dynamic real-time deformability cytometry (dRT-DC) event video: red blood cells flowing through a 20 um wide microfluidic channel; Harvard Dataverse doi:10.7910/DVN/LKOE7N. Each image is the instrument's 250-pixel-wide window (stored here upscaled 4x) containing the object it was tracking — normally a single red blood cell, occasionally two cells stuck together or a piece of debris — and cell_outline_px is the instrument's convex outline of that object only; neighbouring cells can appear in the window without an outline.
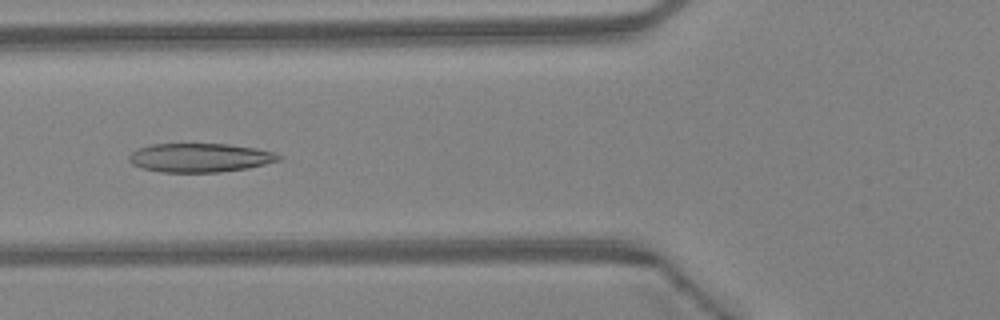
{"species": "Egyptian fruit bat (a non-hibernating species)", "species_latin": "Rousettus aegyptiacus", "temperature_condition": "warm", "stored_images_in_passage": 46, "camera_frame_rate_fps": 3000, "um_per_image_px": 0.085, "animal": {"sex": "female"}, "frame": {"image": 1, "passage_image": 18, "time_ms": 5.667, "image_size_px": [1000, 320], "cell_outline_px": [[284, 156], [280, 160], [248, 168], [220, 172], [160, 172], [140, 168], [132, 164], [128, 160], [128, 156], [132, 152], [140, 148], [152, 144], [228, 144], [256, 148], [272, 152]], "centroid_in_image_um": [16.99, 13.41], "position_along_channel_um": 108.8, "area_um2": 25.2}}
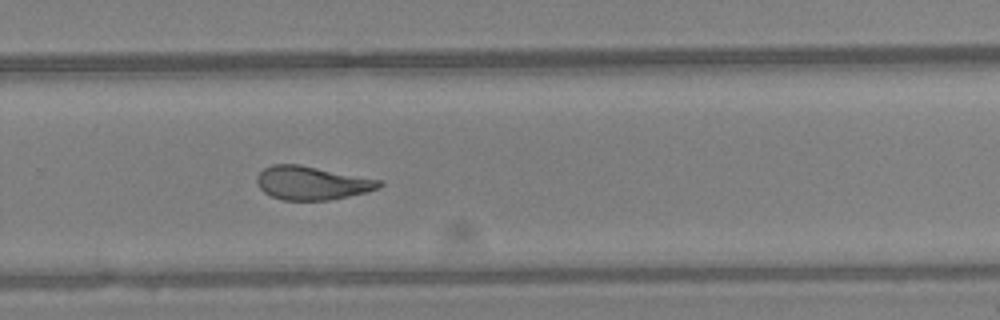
{"frame": {"image": 2, "passage_image": 31, "time_ms": 10.0, "image_size_px": [1000, 320], "cell_outline_px": [[384, 184], [380, 188], [348, 196], [328, 200], [284, 200], [272, 196], [264, 192], [256, 184], [256, 176], [264, 168], [272, 164], [300, 164], [380, 180]], "centroid_in_image_um": [26.48, 15.54], "position_along_channel_um": 303.3, "area_um2": 23.81}}
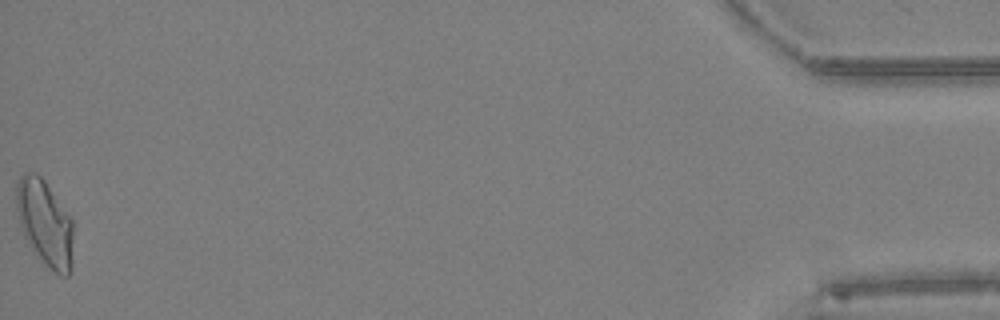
{"frame": {"image": 3, "passage_image": 46, "time_ms": 15.0, "image_size_px": [1000, 320], "cell_outline_px": [[72, 272], [68, 276], [60, 276], [36, 252], [24, 236], [20, 224], [16, 208], [16, 184], [20, 176], [24, 172], [36, 172], [44, 180], [72, 220]], "centroid_in_image_um": [3.81, 18.91], "position_along_channel_um": 431.4, "area_um2": 27.92}, "authors_computed_cell_mechanics": {"area_um2": 25.3164, "velocity_mm_per_s": 4.4983, "shape_relaxation_time_tau1_ms": null, "shape_relaxation_time_tau2_ms": 1.8071, "deformation_change_tau1": null, "deformation_change_tau2": 0.1}}